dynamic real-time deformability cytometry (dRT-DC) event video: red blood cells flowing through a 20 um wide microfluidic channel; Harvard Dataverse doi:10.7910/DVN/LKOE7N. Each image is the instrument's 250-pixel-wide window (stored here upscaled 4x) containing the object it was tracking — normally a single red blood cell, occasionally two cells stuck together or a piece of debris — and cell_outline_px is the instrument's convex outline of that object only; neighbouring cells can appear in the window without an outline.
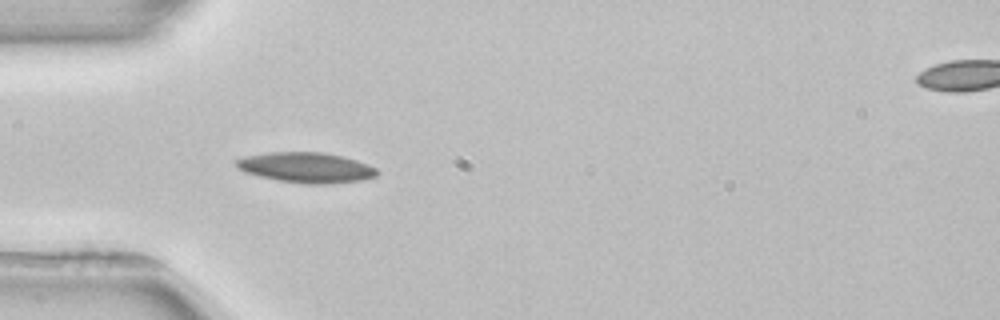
{"species": "common noctule bat (a hibernating species)", "species_latin": "Nyctalus noctula", "temperature_condition": "room temperature", "stored_images_in_passage": 4, "segment_of_instrument_passage": [1, 2], "camera_frame_rate_fps": 3000, "um_per_image_px": 0.085, "animal": {"sex": "female", "body_mass_g": 22.7, "forearm_length_mm": 54.2}, "frame": {"image": 1, "passage_image": 3, "time_ms": 3.0, "image_size_px": [1000, 320], "cell_outline_px": [[380, 172], [376, 176], [360, 180], [332, 184], [308, 184], [276, 180], [244, 172], [236, 168], [236, 160], [244, 156], [268, 152], [324, 152], [344, 156], [368, 164], [376, 168]], "centroid_in_image_um": [26.03, 14.24], "position_along_channel_um": 59.0, "area_um2": 25.09}}